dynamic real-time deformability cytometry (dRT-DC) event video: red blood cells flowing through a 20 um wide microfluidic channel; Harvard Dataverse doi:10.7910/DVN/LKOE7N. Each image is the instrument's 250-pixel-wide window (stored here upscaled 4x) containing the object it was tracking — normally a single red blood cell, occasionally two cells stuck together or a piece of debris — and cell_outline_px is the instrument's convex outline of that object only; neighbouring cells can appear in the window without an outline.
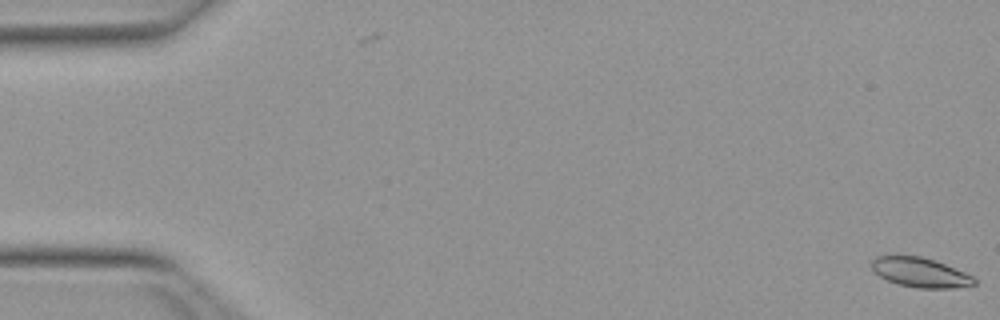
{"species": "Egyptian fruit bat (a non-hibernating species)", "species_latin": "Rousettus aegyptiacus", "temperature_condition": "warm", "stored_images_in_passage": 2, "camera_frame_rate_fps": 3000, "um_per_image_px": 0.085, "animal": {"sex": "female"}, "frame": {"image": 1, "passage_image": 2, "time_ms": 0.333, "image_size_px": [1000, 320], "cell_outline_px": [[976, 284], [952, 288], [916, 288], [900, 284], [888, 280], [880, 276], [872, 268], [872, 260], [876, 256], [920, 256], [936, 260], [964, 272], [972, 276], [976, 280]], "centroid_in_image_um": [78.24, 23.15], "position_along_channel_um": 6.8, "area_um2": 17.46}}